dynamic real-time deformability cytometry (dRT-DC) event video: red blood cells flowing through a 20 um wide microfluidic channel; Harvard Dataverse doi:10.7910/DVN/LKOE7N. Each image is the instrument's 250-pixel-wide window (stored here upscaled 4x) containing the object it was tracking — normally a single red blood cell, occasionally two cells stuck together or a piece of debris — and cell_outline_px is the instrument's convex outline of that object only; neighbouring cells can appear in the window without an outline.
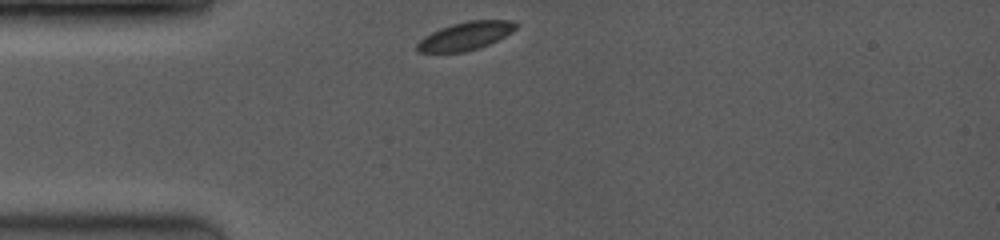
{"species": "common noctule bat (a hibernating species)", "species_latin": "Nyctalus noctula", "temperature_condition": "room temperature", "stored_images_in_passage": 10, "camera_frame_rate_fps": 3500, "um_per_image_px": 0.085, "animal": {"sex": "female", "body_mass_g": 19.0, "forearm_length_mm": 53.3}, "frame": {"image": 1, "passage_image": 1, "time_ms": 0.0, "image_size_px": [1000, 240], "cell_outline_px": [[516, 28], [512, 32], [488, 44], [464, 52], [416, 52], [416, 44], [424, 36], [440, 28], [452, 24], [468, 20], [512, 20], [516, 24]], "centroid_in_image_um": [39.53, 3.05], "position_along_channel_um": 45.5, "area_um2": 16.01}}
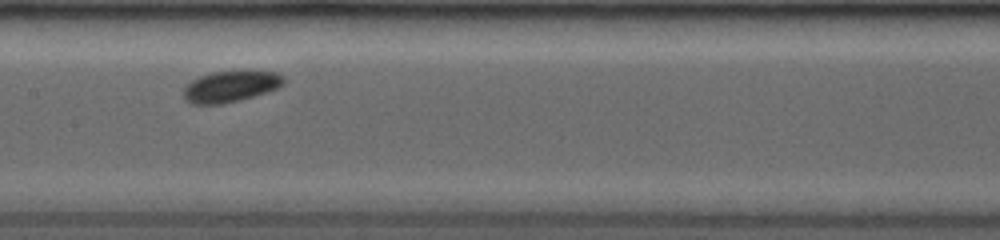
{"frame": {"image": 2, "passage_image": 9, "time_ms": 4.0, "image_size_px": [1000, 240], "cell_outline_px": [[284, 80], [276, 88], [240, 100], [220, 104], [188, 104], [184, 100], [184, 88], [192, 80], [200, 76], [212, 72], [244, 68], [248, 68], [276, 72], [284, 76]], "centroid_in_image_um": [19.59, 7.3], "position_along_channel_um": 187.8, "area_um2": 18.67}}
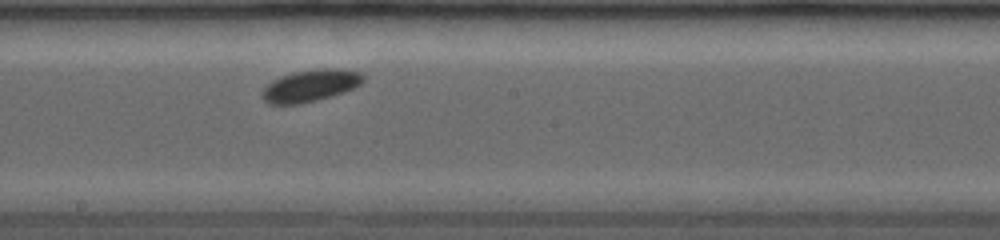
{"frame": {"image": 3, "passage_image": 10, "time_ms": 4.857, "image_size_px": [1000, 240], "cell_outline_px": [[364, 80], [360, 84], [352, 88], [316, 100], [300, 104], [268, 104], [260, 96], [260, 92], [272, 80], [292, 72], [328, 68], [332, 68], [360, 72], [364, 76]], "centroid_in_image_um": [26.32, 7.28], "position_along_channel_um": 221.9, "area_um2": 18.5}}